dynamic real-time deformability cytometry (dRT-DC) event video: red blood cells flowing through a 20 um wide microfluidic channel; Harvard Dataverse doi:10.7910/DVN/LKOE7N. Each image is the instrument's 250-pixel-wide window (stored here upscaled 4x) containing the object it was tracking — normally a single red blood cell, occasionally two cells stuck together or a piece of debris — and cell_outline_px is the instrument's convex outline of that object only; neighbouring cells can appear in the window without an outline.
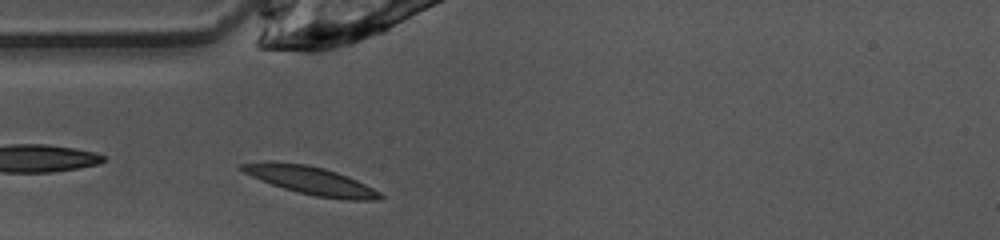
{"species": "common noctule bat (a hibernating species)", "species_latin": "Nyctalus noctula", "temperature_condition": "warm", "stored_images_in_passage": 37, "camera_frame_rate_fps": 3000, "um_per_image_px": 0.085, "animal": {"sex": "female", "body_mass_g": 10.0, "forearm_length_mm": 53.1}, "frame": {"image": 1, "passage_image": 2, "time_ms": 0.333, "image_size_px": [1000, 240], "cell_outline_px": [[384, 196], [380, 200], [344, 200], [316, 196], [284, 188], [272, 184], [252, 176], [236, 168], [240, 164], [308, 164], [324, 168], [348, 176], [380, 192]], "centroid_in_image_um": [26.54, 15.39], "position_along_channel_um": 58.5, "area_um2": 21.68}}
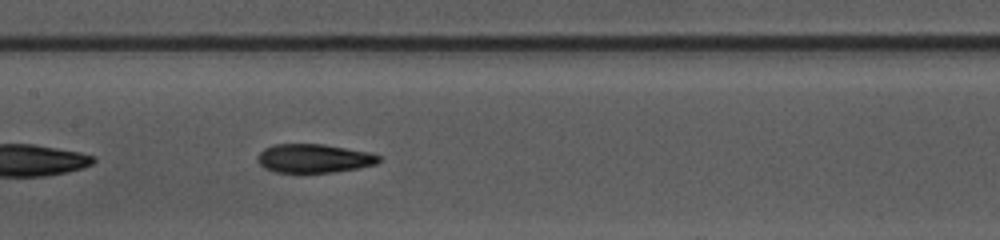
{"frame": {"image": 2, "passage_image": 11, "time_ms": 3.333, "image_size_px": [1000, 240], "cell_outline_px": [[380, 160], [376, 164], [360, 168], [336, 172], [276, 172], [264, 168], [256, 160], [256, 156], [264, 148], [272, 144], [324, 144], [368, 152], [380, 156]], "centroid_in_image_um": [26.66, 13.46], "position_along_channel_um": 180.7, "area_um2": 20.4}}
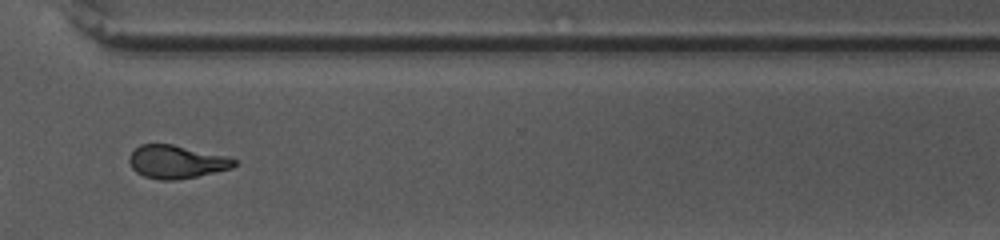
{"frame": {"image": 3, "passage_image": 24, "time_ms": 7.667, "image_size_px": [1000, 240], "cell_outline_px": [[236, 164], [232, 168], [216, 172], [176, 180], [160, 180], [144, 176], [136, 172], [132, 168], [128, 160], [128, 156], [140, 144], [172, 144], [228, 156], [236, 160]], "centroid_in_image_um": [14.99, 13.75], "position_along_channel_um": 355.6, "area_um2": 20.29}, "authors_computed_cell_mechanics": {"area_um2": 20.3456, "velocity_mm_per_s": 4.0465, "shape_relaxation_time_tau1_ms": 4.3077, "shape_relaxation_time_tau2_ms": 2.0853, "deformation_change_tau1": 0.1783, "deformation_change_tau2": 0.0903}}